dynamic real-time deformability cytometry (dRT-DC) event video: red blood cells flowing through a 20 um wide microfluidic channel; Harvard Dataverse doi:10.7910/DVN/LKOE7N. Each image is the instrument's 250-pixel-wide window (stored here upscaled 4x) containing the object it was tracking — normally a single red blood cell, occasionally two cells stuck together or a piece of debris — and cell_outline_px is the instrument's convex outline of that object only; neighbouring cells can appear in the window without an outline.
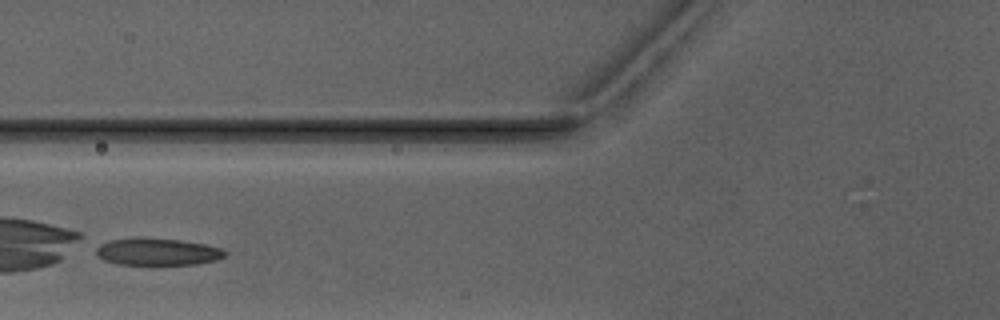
{"species": "Egyptian fruit bat (a non-hibernating species)", "species_latin": "Rousettus aegyptiacus", "temperature_condition": "warm", "stored_images_in_passage": 5, "camera_frame_rate_fps": 3000, "um_per_image_px": 0.085, "animal": {"sex": "male"}, "frame": {"image": 1, "passage_image": 4, "time_ms": 6.667, "image_size_px": [1000, 320], "cell_outline_px": [[228, 252], [224, 256], [216, 260], [196, 264], [120, 264], [104, 260], [96, 256], [96, 248], [100, 244], [112, 240], [180, 240], [204, 244], [220, 248]], "centroid_in_image_um": [13.42, 21.44], "position_along_channel_um": 112.4, "area_um2": 19.42}}
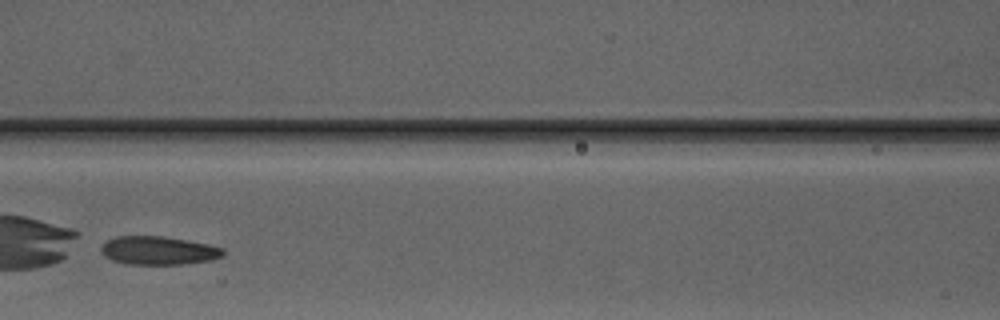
{"frame": {"image": 2, "passage_image": 5, "time_ms": 7.667, "image_size_px": [1000, 320], "cell_outline_px": [[224, 256], [212, 260], [184, 264], [124, 264], [112, 260], [104, 256], [100, 248], [108, 240], [116, 236], [164, 236], [208, 244], [224, 248]], "centroid_in_image_um": [13.49, 21.3], "position_along_channel_um": 153.1, "area_um2": 20.29}}